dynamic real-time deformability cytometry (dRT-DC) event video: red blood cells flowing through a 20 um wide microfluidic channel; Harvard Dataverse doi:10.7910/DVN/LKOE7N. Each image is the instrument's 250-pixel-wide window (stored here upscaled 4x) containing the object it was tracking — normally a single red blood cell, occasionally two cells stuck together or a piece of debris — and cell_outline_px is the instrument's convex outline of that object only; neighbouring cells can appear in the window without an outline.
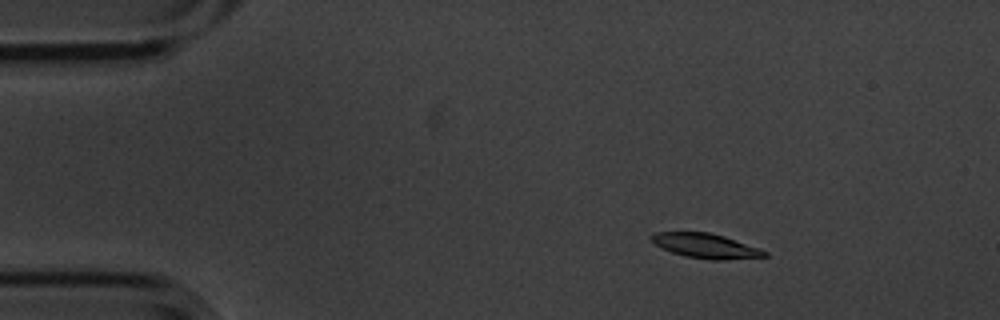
{"species": "common noctule bat (a hibernating species)", "species_latin": "Nyctalus noctula", "temperature_condition": "cold", "stored_images_in_passage": 5, "camera_frame_rate_fps": 3000, "um_per_image_px": 0.085, "animal": {"sex": "male", "body_mass_g": 20.1, "forearm_length_mm": 53.5}, "frame": {"image": 1, "passage_image": 3, "time_ms": 0.667, "image_size_px": [1000, 320], "cell_outline_px": [[768, 256], [724, 260], [712, 260], [684, 256], [672, 252], [648, 240], [648, 236], [652, 232], [708, 232], [724, 236], [760, 248], [768, 252]], "centroid_in_image_um": [59.96, 20.89], "position_along_channel_um": 25.0, "area_um2": 16.36}}